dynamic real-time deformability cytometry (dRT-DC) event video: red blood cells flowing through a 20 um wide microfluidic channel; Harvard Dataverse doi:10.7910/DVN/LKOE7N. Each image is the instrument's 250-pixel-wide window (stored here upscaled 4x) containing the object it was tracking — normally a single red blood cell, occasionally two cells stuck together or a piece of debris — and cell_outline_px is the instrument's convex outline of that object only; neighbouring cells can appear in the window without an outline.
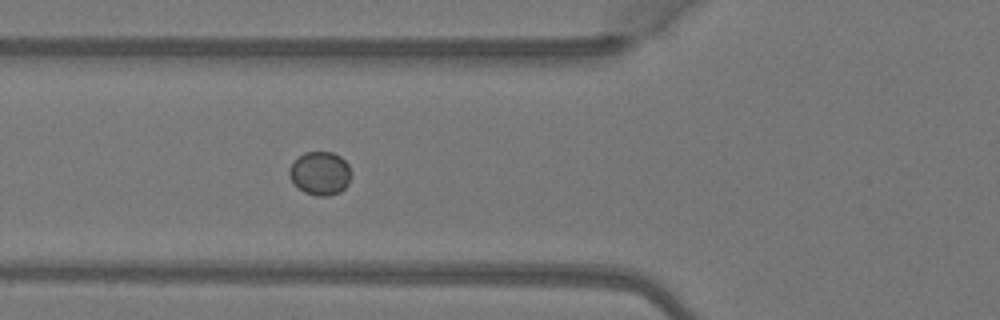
{"species": "Egyptian fruit bat (a non-hibernating species)", "species_latin": "Rousettus aegyptiacus", "temperature_condition": "warm", "stored_images_in_passage": 6, "camera_frame_rate_fps": 3000, "um_per_image_px": 0.085, "animal": {"sex": "female"}, "frame": {"image": 1, "passage_image": 6, "time_ms": 1.667, "image_size_px": [1000, 320], "cell_outline_px": [[352, 172], [348, 184], [340, 192], [328, 196], [316, 196], [304, 192], [288, 176], [288, 168], [304, 152], [332, 152], [340, 156], [348, 164]], "centroid_in_image_um": [27.23, 14.73], "position_along_channel_um": 98.6, "area_um2": 15.66}}